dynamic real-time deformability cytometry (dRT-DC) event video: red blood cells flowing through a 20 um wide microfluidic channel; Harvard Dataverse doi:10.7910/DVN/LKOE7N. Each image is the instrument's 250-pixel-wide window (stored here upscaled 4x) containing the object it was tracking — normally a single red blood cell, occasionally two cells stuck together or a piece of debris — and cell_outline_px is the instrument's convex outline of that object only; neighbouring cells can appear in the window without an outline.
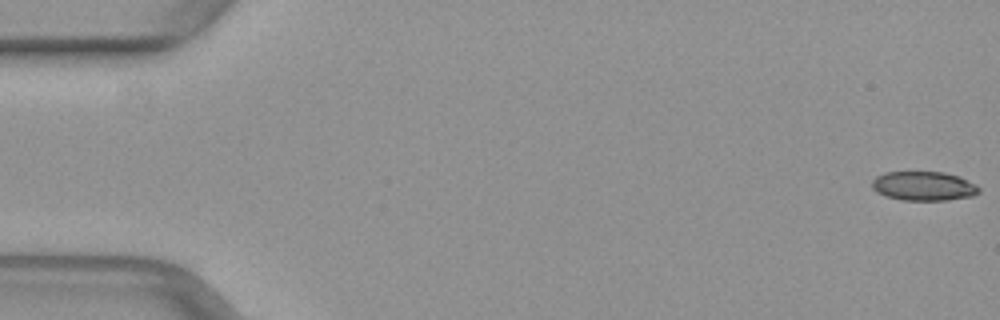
{"species": "common noctule bat (a hibernating species)", "species_latin": "Nyctalus noctula", "temperature_condition": "warm", "stored_images_in_passage": 51, "camera_frame_rate_fps": 3000, "um_per_image_px": 0.085, "animal": {"sex": "female", "body_mass_g": 29.2, "forearm_length_mm": 56.3}, "frame": {"image": 1, "passage_image": 1, "time_ms": 0.0, "image_size_px": [1000, 320], "cell_outline_px": [[980, 192], [972, 196], [948, 200], [904, 200], [884, 196], [876, 192], [872, 188], [872, 180], [876, 176], [884, 172], [944, 172], [960, 176], [976, 184], [980, 188]], "centroid_in_image_um": [78.51, 15.81], "position_along_channel_um": 6.5, "area_um2": 18.38}}
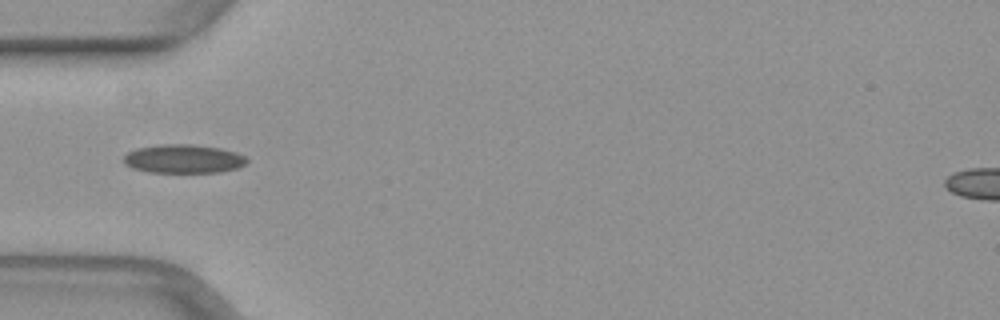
{"frame": {"image": 2, "passage_image": 17, "time_ms": 5.333, "image_size_px": [1000, 320], "cell_outline_px": [[248, 160], [244, 164], [236, 168], [220, 172], [148, 172], [132, 168], [124, 164], [124, 156], [128, 152], [136, 148], [164, 144], [192, 144], [220, 148], [236, 152], [244, 156]], "centroid_in_image_um": [15.57, 13.5], "position_along_channel_um": 69.4, "area_um2": 20.52}}
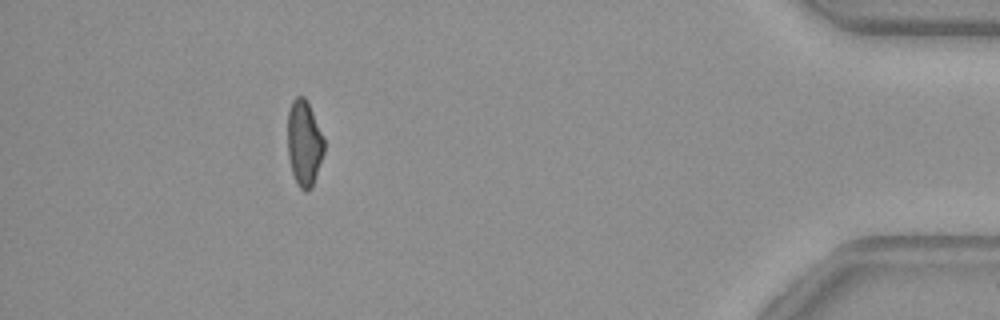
{"frame": {"image": 3, "passage_image": 46, "time_ms": 15.0, "image_size_px": [1000, 320], "cell_outline_px": [[324, 152], [312, 188], [308, 192], [304, 192], [300, 188], [292, 172], [288, 156], [288, 112], [292, 100], [296, 96], [304, 96], [324, 136]], "centroid_in_image_um": [25.86, 12.18], "position_along_channel_um": 409.3, "area_um2": 18.21}}